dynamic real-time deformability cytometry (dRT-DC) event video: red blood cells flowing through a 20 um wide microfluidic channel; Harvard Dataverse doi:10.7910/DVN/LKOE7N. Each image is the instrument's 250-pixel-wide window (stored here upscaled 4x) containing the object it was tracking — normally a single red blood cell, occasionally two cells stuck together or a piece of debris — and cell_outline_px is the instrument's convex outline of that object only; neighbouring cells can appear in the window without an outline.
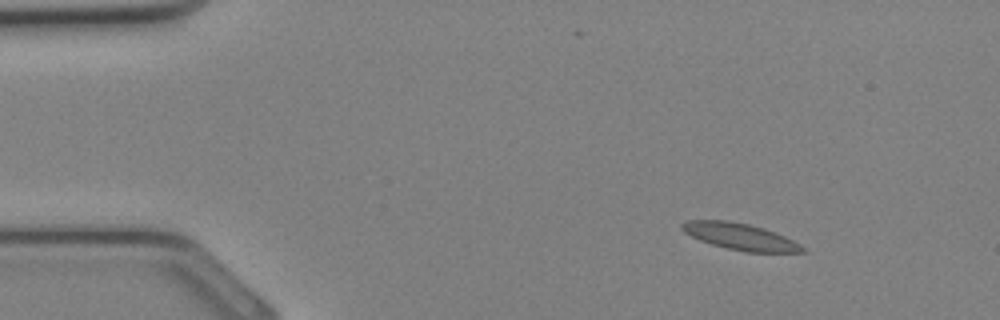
{"species": "Egyptian fruit bat (a non-hibernating species)", "species_latin": "Rousettus aegyptiacus", "temperature_condition": "cold", "stored_images_in_passage": 31, "camera_frame_rate_fps": 3000, "um_per_image_px": 0.085, "animal": {"sex": "female"}, "frame": {"image": 1, "passage_image": 1, "time_ms": 0.0, "image_size_px": [1000, 320], "cell_outline_px": [[808, 252], [748, 252], [728, 248], [712, 244], [700, 240], [684, 232], [680, 228], [680, 224], [688, 220], [728, 220], [748, 224], [764, 228], [784, 236], [800, 244]], "centroid_in_image_um": [62.9, 20.1], "position_along_channel_um": 22.1, "area_um2": 18.5}}
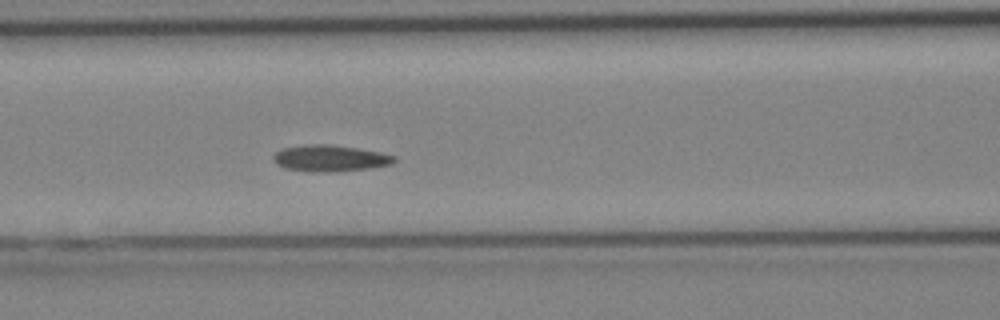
{"frame": {"image": 2, "passage_image": 11, "time_ms": 3.333, "image_size_px": [1000, 320], "cell_outline_px": [[396, 160], [392, 164], [368, 168], [328, 172], [312, 172], [284, 168], [276, 164], [272, 160], [272, 156], [276, 152], [284, 148], [304, 144], [328, 144], [356, 148], [380, 152], [396, 156]], "centroid_in_image_um": [28.02, 13.45], "position_along_channel_um": 138.6, "area_um2": 18.61}}
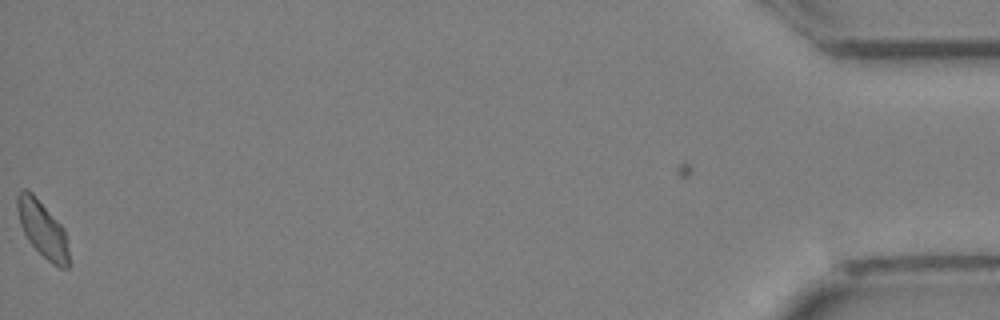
{"frame": {"image": 3, "passage_image": 31, "time_ms": 10.0, "image_size_px": [1000, 320], "cell_outline_px": [[72, 264], [68, 268], [60, 268], [52, 264], [28, 240], [20, 224], [16, 208], [16, 196], [20, 188], [24, 188], [32, 192], [64, 228]], "centroid_in_image_um": [3.63, 19.48], "position_along_channel_um": 431.6, "area_um2": 17.17}}